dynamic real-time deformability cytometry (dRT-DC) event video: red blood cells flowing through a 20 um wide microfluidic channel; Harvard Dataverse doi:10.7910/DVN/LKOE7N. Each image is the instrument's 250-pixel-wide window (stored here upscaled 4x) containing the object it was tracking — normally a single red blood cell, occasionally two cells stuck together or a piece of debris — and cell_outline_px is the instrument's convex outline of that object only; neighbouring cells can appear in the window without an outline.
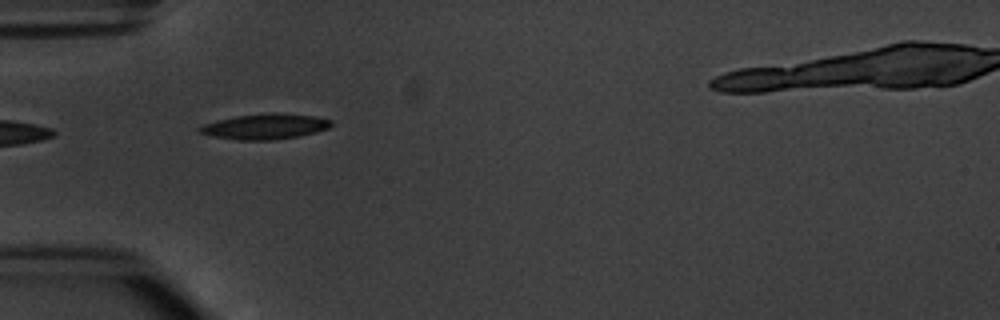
{"species": "common noctule bat (a hibernating species)", "species_latin": "Nyctalus noctula", "temperature_condition": "warm", "stored_images_in_passage": 4, "camera_frame_rate_fps": 3000, "um_per_image_px": 0.085, "animal": {"sex": "male", "body_mass_g": 20.1, "forearm_length_mm": 53.5}, "frame": {"image": 1, "passage_image": 3, "time_ms": 2.667, "image_size_px": [1000, 320], "cell_outline_px": [[332, 124], [328, 128], [316, 132], [296, 136], [272, 140], [236, 140], [212, 136], [200, 132], [196, 128], [204, 124], [216, 120], [236, 116], [312, 116], [332, 120]], "centroid_in_image_um": [22.45, 10.81], "position_along_channel_um": 62.6, "area_um2": 18.26}}